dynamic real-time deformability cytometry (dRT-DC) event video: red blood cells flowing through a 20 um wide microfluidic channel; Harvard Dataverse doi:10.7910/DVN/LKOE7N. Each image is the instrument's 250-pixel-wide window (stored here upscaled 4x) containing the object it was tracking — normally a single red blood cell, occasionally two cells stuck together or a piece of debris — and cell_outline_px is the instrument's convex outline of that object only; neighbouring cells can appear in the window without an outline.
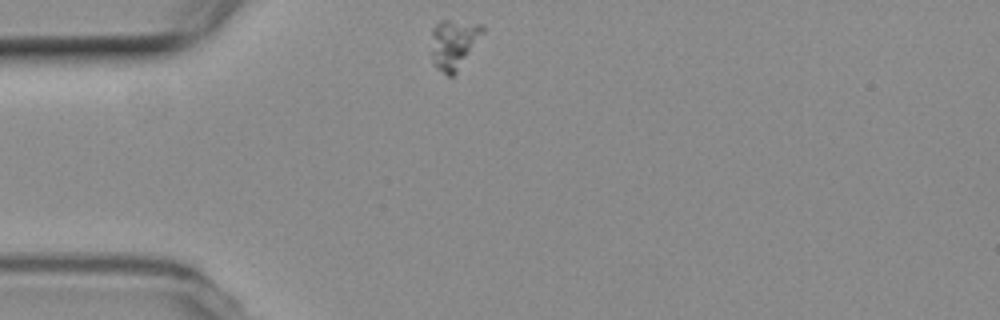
{"species": "common noctule bat (a hibernating species)", "species_latin": "Nyctalus noctula", "temperature_condition": "room temperature", "stored_images_in_passage": 44, "camera_frame_rate_fps": 3000, "um_per_image_px": 0.085, "animal": {"sex": "female", "body_mass_g": 19.3, "forearm_length_mm": 54.1}, "frame": {"image": 1, "passage_image": 1, "time_ms": 0.0, "image_size_px": [1000, 320], "cell_outline_px": [[484, 32], [456, 72], [452, 76], [448, 76], [436, 68], [432, 64], [432, 28], [440, 20], [448, 20], [484, 24]], "centroid_in_image_um": [38.55, 3.73], "position_along_channel_um": 46.4, "area_um2": 14.74}}
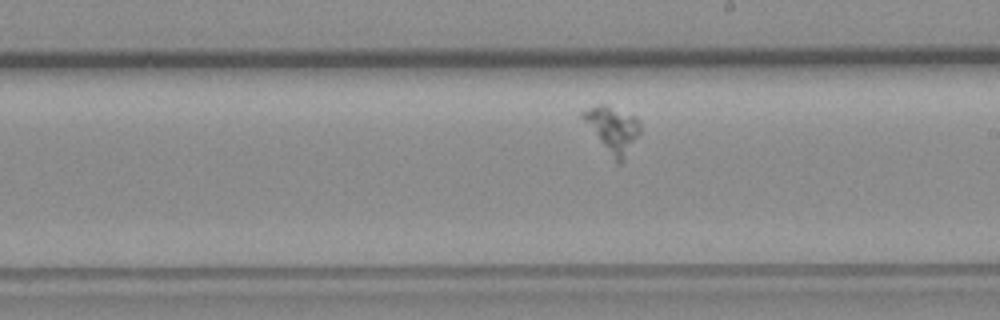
{"frame": {"image": 2, "passage_image": 19, "time_ms": 6.0, "image_size_px": [1000, 320], "cell_outline_px": [[640, 136], [624, 160], [620, 164], [616, 164], [580, 116], [580, 112], [596, 104], [608, 104], [636, 116], [640, 124]], "centroid_in_image_um": [52.1, 11.0], "position_along_channel_um": 236.9, "area_um2": 15.72}}
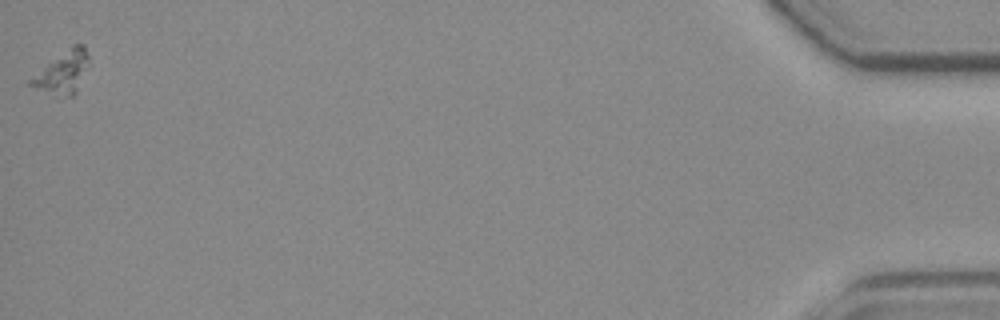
{"frame": {"image": 3, "passage_image": 44, "time_ms": 14.333, "image_size_px": [1000, 320], "cell_outline_px": [[88, 68], [76, 92], [72, 96], [56, 100], [28, 84], [28, 80], [72, 44], [84, 44], [88, 56]], "centroid_in_image_um": [5.32, 6.23], "position_along_channel_um": 429.9, "area_um2": 14.62}}